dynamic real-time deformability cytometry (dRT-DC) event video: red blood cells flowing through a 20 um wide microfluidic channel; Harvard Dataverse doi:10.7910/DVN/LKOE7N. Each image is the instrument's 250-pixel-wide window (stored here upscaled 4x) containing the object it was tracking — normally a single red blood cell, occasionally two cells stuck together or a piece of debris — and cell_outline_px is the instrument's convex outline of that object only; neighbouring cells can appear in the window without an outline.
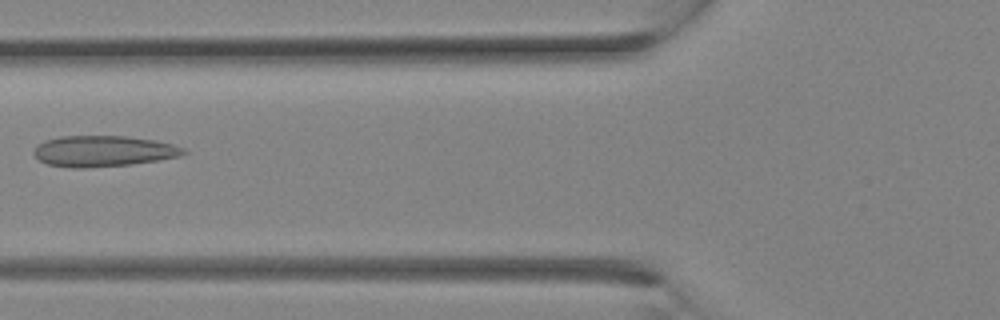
{"species": "Egyptian fruit bat (a non-hibernating species)", "species_latin": "Rousettus aegyptiacus", "temperature_condition": "room temperature", "stored_images_in_passage": 11, "camera_frame_rate_fps": 3000, "um_per_image_px": 0.085, "animal": {"sex": "female"}, "frame": {"image": 1, "passage_image": 10, "time_ms": 3.0, "image_size_px": [1000, 320], "cell_outline_px": [[188, 152], [180, 156], [160, 160], [132, 164], [84, 168], [72, 168], [48, 164], [40, 160], [32, 152], [44, 140], [60, 136], [124, 136], [156, 140], [172, 144], [184, 148]], "centroid_in_image_um": [8.81, 12.84], "position_along_channel_um": 117.0, "area_um2": 26.99}}